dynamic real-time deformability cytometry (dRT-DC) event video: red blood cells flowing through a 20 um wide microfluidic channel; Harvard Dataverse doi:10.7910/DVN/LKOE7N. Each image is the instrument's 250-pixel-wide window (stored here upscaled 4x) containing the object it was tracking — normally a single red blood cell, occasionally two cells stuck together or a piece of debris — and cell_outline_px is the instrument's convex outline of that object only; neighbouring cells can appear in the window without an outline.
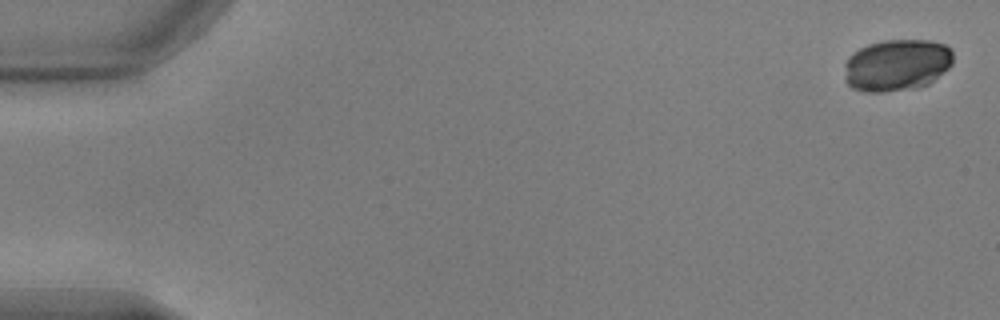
{"species": "common noctule bat (a hibernating species)", "species_latin": "Nyctalus noctula", "temperature_condition": "warm", "stored_images_in_passage": 53, "camera_frame_rate_fps": 3000, "um_per_image_px": 0.085, "animal": {"sex": "male", "body_mass_g": 17.9, "forearm_length_mm": 54.2}, "frame": {"image": 1, "passage_image": 1, "time_ms": 0.0, "image_size_px": [1000, 320], "cell_outline_px": [[952, 64], [948, 68], [928, 84], [920, 88], [884, 92], [864, 92], [852, 88], [844, 80], [844, 64], [848, 56], [852, 52], [868, 44], [884, 40], [928, 40], [944, 44], [952, 48]], "centroid_in_image_um": [76.19, 5.54], "position_along_channel_um": 8.8, "area_um2": 33.29}}
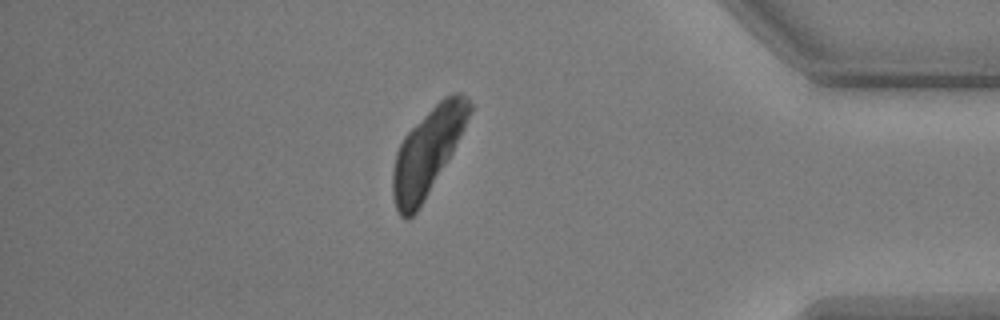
{"frame": {"image": 2, "passage_image": 46, "time_ms": 15.0, "image_size_px": [1000, 320], "cell_outline_px": [[472, 108], [464, 128], [424, 200], [416, 212], [408, 220], [404, 220], [400, 216], [396, 208], [392, 196], [392, 172], [396, 152], [404, 136], [444, 96], [456, 92], [460, 92], [472, 104]], "centroid_in_image_um": [36.29, 12.93], "position_along_channel_um": 398.9, "area_um2": 37.4}}
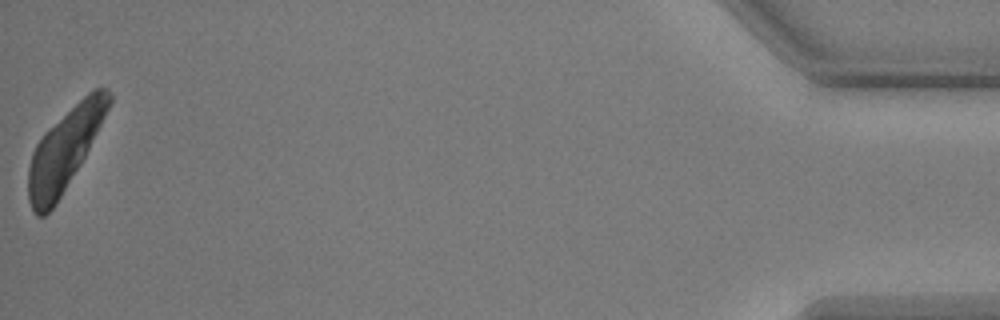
{"frame": {"image": 3, "passage_image": 53, "time_ms": 17.333, "image_size_px": [1000, 320], "cell_outline_px": [[112, 100], [80, 164], [56, 204], [44, 216], [36, 216], [32, 212], [28, 200], [28, 168], [32, 152], [36, 144], [44, 132], [48, 128], [88, 92], [96, 88], [108, 88], [112, 96]], "centroid_in_image_um": [5.45, 12.74], "position_along_channel_um": 429.8, "area_um2": 37.34}}